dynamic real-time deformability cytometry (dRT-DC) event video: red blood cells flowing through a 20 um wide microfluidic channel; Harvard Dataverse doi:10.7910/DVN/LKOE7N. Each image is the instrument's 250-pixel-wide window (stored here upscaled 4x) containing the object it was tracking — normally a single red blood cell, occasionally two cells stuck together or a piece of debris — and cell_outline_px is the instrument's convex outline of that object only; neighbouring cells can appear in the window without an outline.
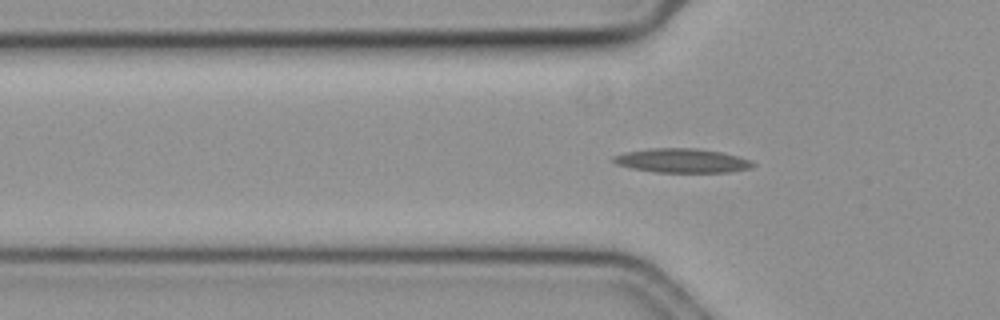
{"species": "common noctule bat (a hibernating species)", "species_latin": "Nyctalus noctula", "temperature_condition": "cold", "stored_images_in_passage": 45, "segment_of_instrument_passage": [1, 2], "camera_frame_rate_fps": 3000, "um_per_image_px": 0.085, "animal": {"sex": "female", "body_mass_g": 19.3, "forearm_length_mm": 54.1}, "frame": {"image": 1, "passage_image": 5, "time_ms": 1.333, "image_size_px": [1000, 320], "cell_outline_px": [[756, 164], [752, 168], [728, 172], [656, 172], [632, 168], [616, 164], [612, 160], [612, 156], [624, 152], [648, 148], [696, 148], [720, 152], [736, 156], [748, 160]], "centroid_in_image_um": [57.93, 13.65], "position_along_channel_um": 67.9, "area_um2": 19.54}}
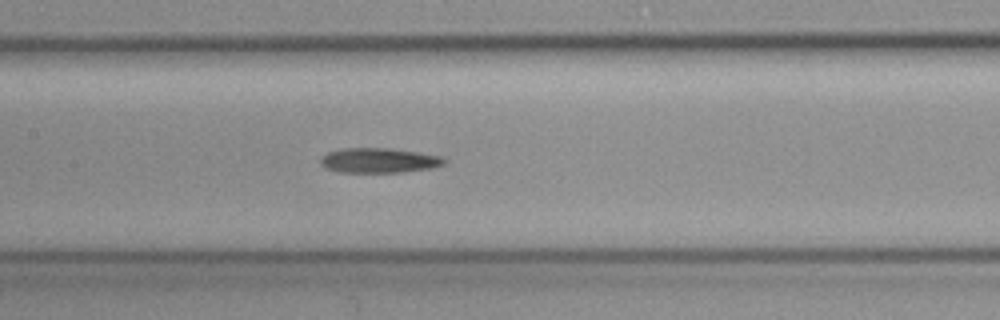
{"frame": {"image": 2, "passage_image": 14, "time_ms": 4.333, "image_size_px": [1000, 320], "cell_outline_px": [[448, 160], [444, 164], [432, 168], [404, 172], [340, 172], [328, 168], [320, 164], [320, 160], [328, 152], [344, 148], [388, 148], [416, 152], [440, 156]], "centroid_in_image_um": [32.24, 13.64], "position_along_channel_um": 175.2, "area_um2": 17.74}}
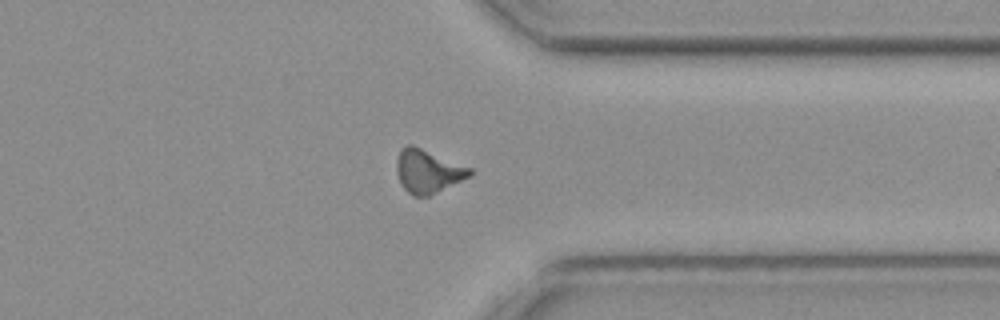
{"frame": {"image": 3, "passage_image": 31, "time_ms": 10.0, "image_size_px": [1000, 320], "cell_outline_px": [[472, 176], [428, 196], [412, 196], [400, 184], [396, 168], [396, 160], [400, 148], [408, 144], [412, 144], [472, 168]], "centroid_in_image_um": [36.36, 14.54], "position_along_channel_um": 375.0, "area_um2": 18.67}}